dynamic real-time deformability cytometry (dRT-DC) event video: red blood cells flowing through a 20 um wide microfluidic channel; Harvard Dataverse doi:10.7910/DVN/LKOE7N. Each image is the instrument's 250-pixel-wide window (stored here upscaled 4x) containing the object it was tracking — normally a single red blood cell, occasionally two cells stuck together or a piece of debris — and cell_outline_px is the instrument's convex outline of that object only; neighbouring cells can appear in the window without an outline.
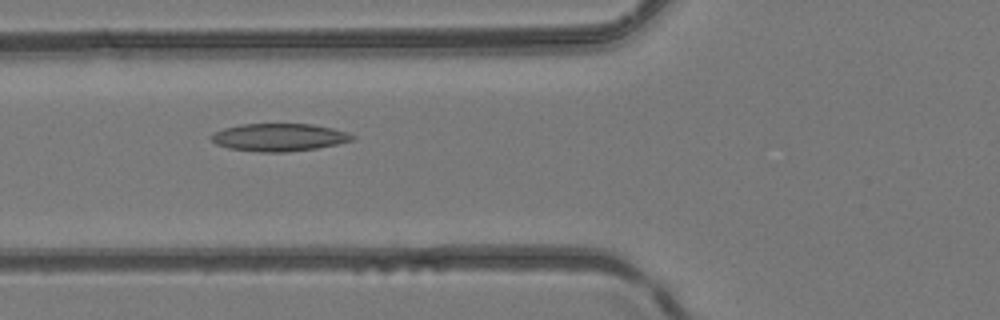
{"species": "common noctule bat (a hibernating species)", "species_latin": "Nyctalus noctula", "temperature_condition": "room temperature", "stored_images_in_passage": 38, "camera_frame_rate_fps": 3000, "um_per_image_px": 0.085, "animal": {"sex": "female", "body_mass_g": 24.6, "forearm_length_mm": 56.2}, "frame": {"image": 1, "passage_image": 8, "time_ms": 2.333, "image_size_px": [1000, 320], "cell_outline_px": [[356, 140], [316, 148], [288, 152], [260, 152], [228, 148], [216, 144], [208, 136], [224, 128], [240, 124], [312, 124], [332, 128], [348, 132], [356, 136]], "centroid_in_image_um": [23.74, 11.67], "position_along_channel_um": 102.1, "area_um2": 22.83}}
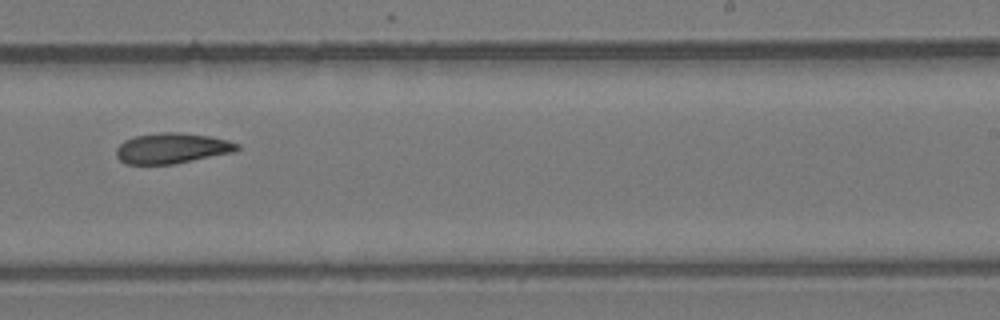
{"frame": {"image": 2, "passage_image": 20, "time_ms": 6.333, "image_size_px": [1000, 320], "cell_outline_px": [[240, 148], [232, 152], [172, 164], [124, 164], [116, 156], [116, 148], [124, 140], [136, 136], [160, 132], [176, 132], [208, 136], [228, 140], [240, 144]], "centroid_in_image_um": [14.58, 12.6], "position_along_channel_um": 274.4, "area_um2": 21.27}}
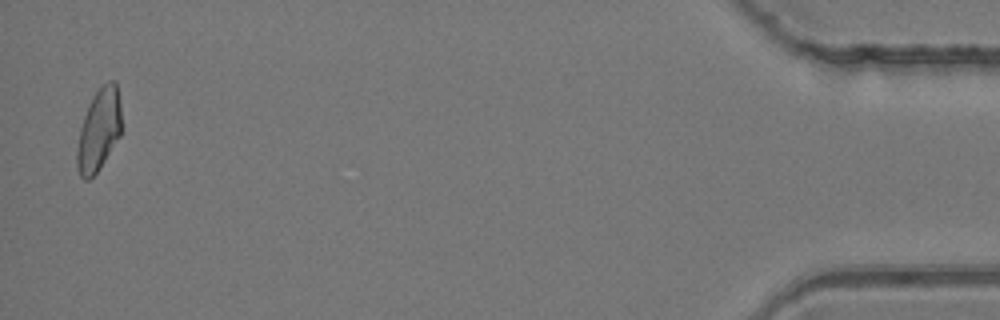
{"frame": {"image": 3, "passage_image": 37, "time_ms": 12.0, "image_size_px": [1000, 320], "cell_outline_px": [[120, 136], [100, 168], [88, 180], [84, 180], [80, 176], [76, 164], [76, 148], [80, 128], [88, 104], [92, 96], [108, 80], [116, 80], [120, 104]], "centroid_in_image_um": [8.38, 11.05], "position_along_channel_um": 426.8, "area_um2": 21.27}}